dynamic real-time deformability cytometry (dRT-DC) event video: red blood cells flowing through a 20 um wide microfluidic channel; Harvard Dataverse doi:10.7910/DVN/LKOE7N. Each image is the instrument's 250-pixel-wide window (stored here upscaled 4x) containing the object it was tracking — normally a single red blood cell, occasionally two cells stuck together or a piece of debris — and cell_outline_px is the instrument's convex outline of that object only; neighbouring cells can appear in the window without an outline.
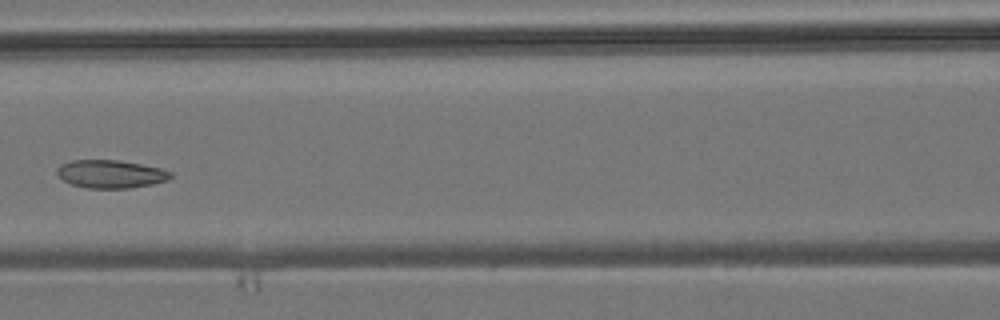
{"species": "common noctule bat (a hibernating species)", "species_latin": "Nyctalus noctula", "temperature_condition": "room temperature", "stored_images_in_passage": 4, "camera_frame_rate_fps": 3000, "um_per_image_px": 0.085, "animal": {"sex": "male", "body_mass_g": 19.2, "forearm_length_mm": 51.8}, "frame": {"image": 1, "passage_image": 4, "time_ms": 4.333, "image_size_px": [1000, 320], "cell_outline_px": [[172, 176], [168, 180], [152, 184], [128, 188], [88, 188], [72, 184], [64, 180], [56, 172], [56, 168], [60, 164], [72, 160], [116, 160], [140, 164], [160, 168], [172, 172]], "centroid_in_image_um": [9.4, 14.79], "position_along_channel_um": 157.2, "area_um2": 18.44}}